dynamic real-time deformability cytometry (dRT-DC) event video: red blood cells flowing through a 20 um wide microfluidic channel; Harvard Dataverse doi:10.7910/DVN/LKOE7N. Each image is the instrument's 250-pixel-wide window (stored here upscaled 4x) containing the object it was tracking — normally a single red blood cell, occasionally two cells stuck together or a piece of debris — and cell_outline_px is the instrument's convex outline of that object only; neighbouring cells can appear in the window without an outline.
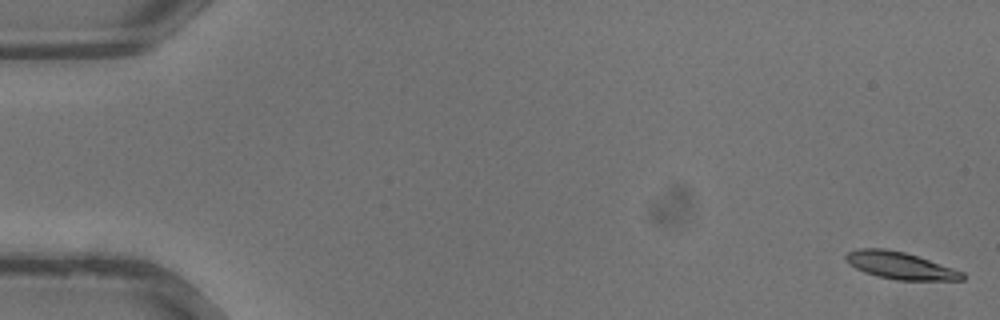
{"species": "common noctule bat (a hibernating species)", "species_latin": "Nyctalus noctula", "temperature_condition": "warm", "stored_images_in_passage": 36, "camera_frame_rate_fps": 3000, "um_per_image_px": 0.085, "animal": {"sex": "male", "body_mass_g": 13.3}, "frame": {"image": 1, "passage_image": 1, "time_ms": 0.0, "image_size_px": [1000, 320], "cell_outline_px": [[964, 280], [896, 280], [876, 276], [864, 272], [848, 264], [844, 260], [844, 256], [848, 252], [860, 248], [884, 248], [904, 252], [964, 272]], "centroid_in_image_um": [76.46, 22.57], "position_along_channel_um": 8.5, "area_um2": 18.32}}
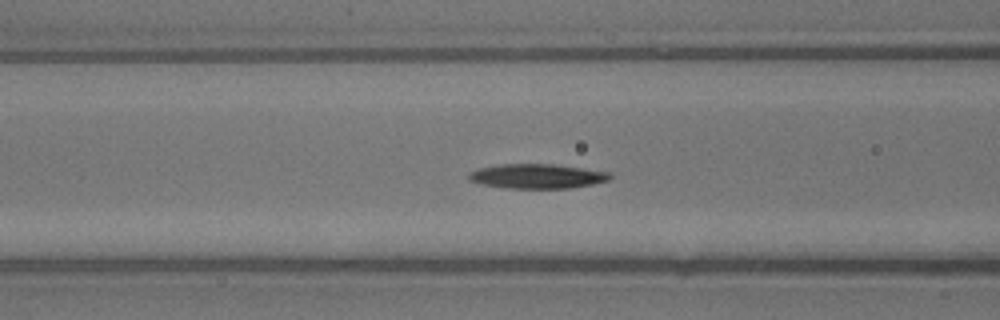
{"frame": {"image": 2, "passage_image": 15, "time_ms": 4.667, "image_size_px": [1000, 320], "cell_outline_px": [[612, 176], [608, 180], [592, 184], [568, 188], [508, 188], [484, 184], [468, 180], [468, 172], [480, 168], [500, 164], [556, 164], [612, 172]], "centroid_in_image_um": [45.68, 14.96], "position_along_channel_um": 120.9, "area_um2": 20.17}}
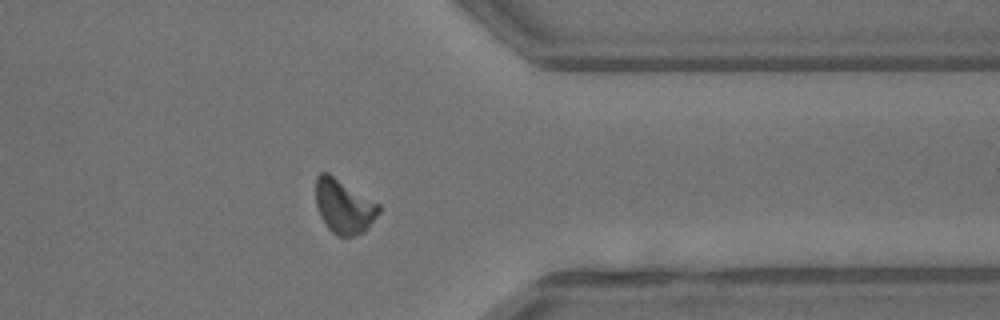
{"frame": {"image": 3, "passage_image": 29, "time_ms": 9.333, "image_size_px": [1000, 320], "cell_outline_px": [[380, 212], [368, 228], [364, 232], [352, 236], [340, 236], [332, 232], [328, 228], [320, 216], [316, 204], [316, 176], [320, 172], [328, 172], [380, 204]], "centroid_in_image_um": [29.23, 17.53], "position_along_channel_um": 382.2, "area_um2": 19.94}}